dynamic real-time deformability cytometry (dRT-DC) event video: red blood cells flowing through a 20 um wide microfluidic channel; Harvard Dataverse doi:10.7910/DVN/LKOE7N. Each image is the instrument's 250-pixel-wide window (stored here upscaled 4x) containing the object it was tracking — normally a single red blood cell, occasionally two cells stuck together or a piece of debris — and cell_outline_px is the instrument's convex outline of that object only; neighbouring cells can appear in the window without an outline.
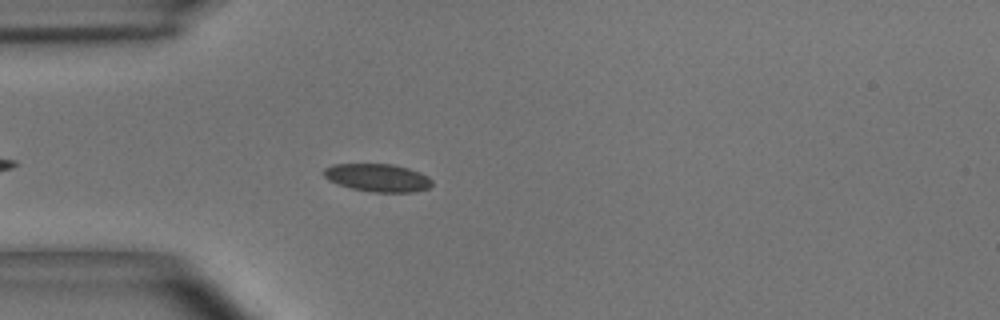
{"species": "common noctule bat (a hibernating species)", "species_latin": "Nyctalus noctula", "temperature_condition": "room temperature", "stored_images_in_passage": 26, "camera_frame_rate_fps": 3000, "um_per_image_px": 0.085, "animal": {"sex": "male", "body_mass_g": 15.6}, "frame": {"image": 1, "passage_image": 1, "time_ms": 0.0, "image_size_px": [1000, 320], "cell_outline_px": [[432, 184], [428, 188], [416, 192], [372, 192], [352, 188], [336, 184], [328, 180], [324, 176], [324, 168], [332, 164], [392, 164], [408, 168], [420, 172], [428, 176], [432, 180]], "centroid_in_image_um": [32.1, 15.1], "position_along_channel_um": 52.9, "area_um2": 17.69}}